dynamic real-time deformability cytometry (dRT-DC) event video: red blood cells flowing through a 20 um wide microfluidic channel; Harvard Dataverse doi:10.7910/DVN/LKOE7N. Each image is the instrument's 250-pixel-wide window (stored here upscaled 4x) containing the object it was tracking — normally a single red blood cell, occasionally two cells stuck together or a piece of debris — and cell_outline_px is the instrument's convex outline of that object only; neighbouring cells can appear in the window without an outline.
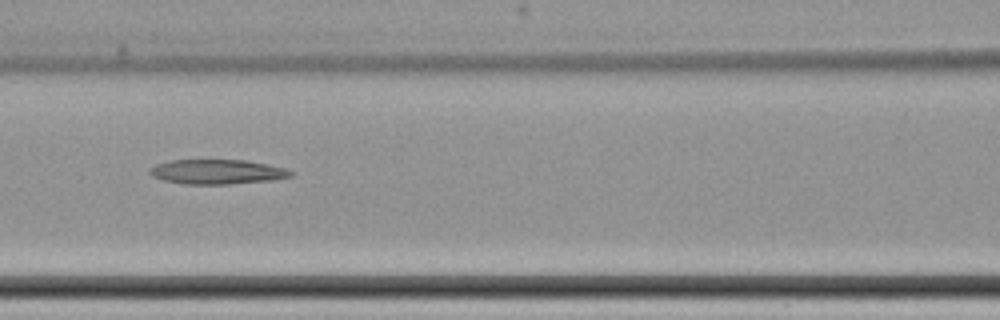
{"species": "common noctule bat (a hibernating species)", "species_latin": "Nyctalus noctula", "temperature_condition": "cold", "stored_images_in_passage": 3, "camera_frame_rate_fps": 3000, "um_per_image_px": 0.085, "animal": {"sex": "female", "body_mass_g": 22.7, "forearm_length_mm": 54.2}, "frame": {"image": 1, "passage_image": 3, "time_ms": 2.333, "image_size_px": [1000, 320], "cell_outline_px": [[296, 172], [292, 176], [272, 180], [228, 184], [184, 184], [164, 180], [152, 176], [148, 172], [148, 168], [156, 164], [172, 160], [244, 160], [268, 164], [284, 168]], "centroid_in_image_um": [18.45, 14.6], "position_along_channel_um": 148.1, "area_um2": 20.29}}